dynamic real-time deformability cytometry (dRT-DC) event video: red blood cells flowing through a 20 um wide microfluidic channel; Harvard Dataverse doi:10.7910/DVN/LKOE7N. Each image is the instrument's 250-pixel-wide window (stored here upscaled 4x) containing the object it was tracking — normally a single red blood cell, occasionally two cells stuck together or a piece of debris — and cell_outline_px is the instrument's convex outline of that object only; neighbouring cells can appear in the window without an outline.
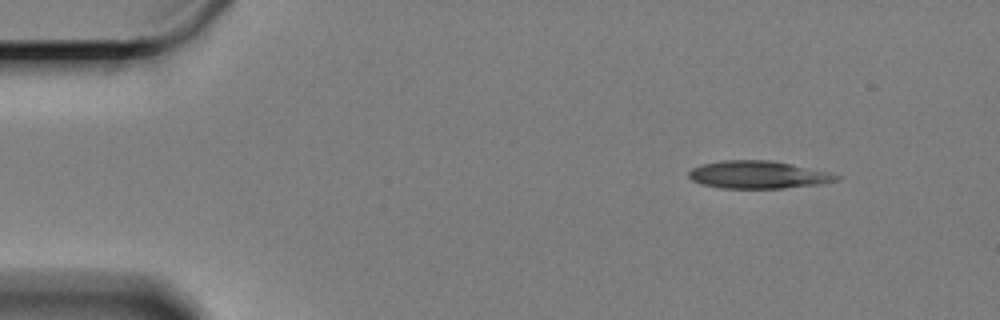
{"species": "Egyptian fruit bat (a non-hibernating species)", "species_latin": "Rousettus aegyptiacus", "temperature_condition": "cold", "stored_images_in_passage": 54, "camera_frame_rate_fps": 3000, "um_per_image_px": 0.085, "animal": {"sex": "female"}, "frame": {"image": 1, "passage_image": 1, "time_ms": 0.0, "image_size_px": [1000, 320], "cell_outline_px": [[840, 176], [836, 180], [820, 184], [784, 188], [720, 188], [700, 184], [692, 180], [688, 176], [688, 172], [692, 168], [700, 164], [724, 160], [768, 160], [828, 172]], "centroid_in_image_um": [64.35, 14.86], "position_along_channel_um": 20.6, "area_um2": 23.52}}
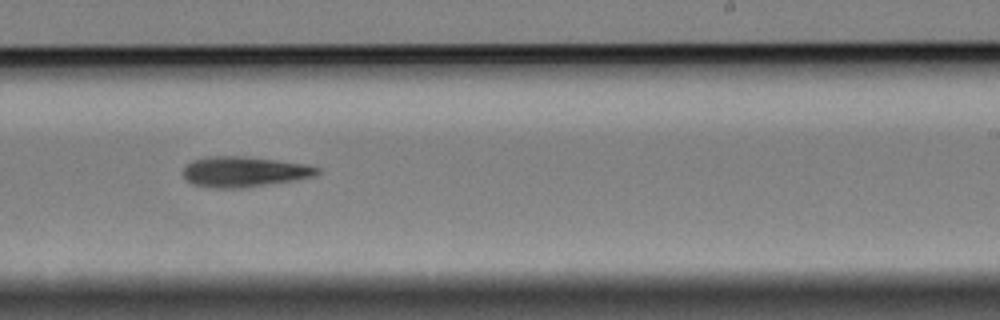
{"frame": {"image": 2, "passage_image": 31, "time_ms": 10.0, "image_size_px": [1000, 320], "cell_outline_px": [[320, 172], [316, 176], [296, 180], [240, 188], [212, 188], [192, 184], [184, 176], [184, 168], [192, 160], [208, 156], [240, 156], [276, 160], [304, 164], [320, 168]], "centroid_in_image_um": [20.76, 14.6], "position_along_channel_um": 268.2, "area_um2": 23.64}}
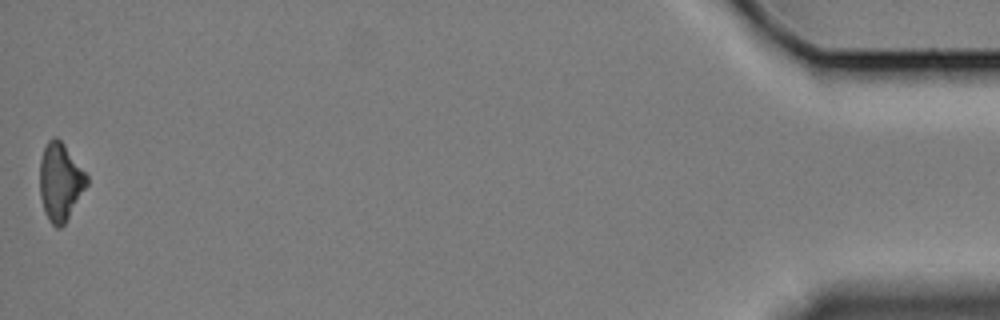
{"frame": {"image": 3, "passage_image": 54, "time_ms": 17.667, "image_size_px": [1000, 320], "cell_outline_px": [[88, 184], [64, 224], [60, 228], [56, 228], [48, 220], [44, 212], [40, 196], [40, 160], [44, 148], [48, 140], [52, 136], [56, 136], [64, 144], [88, 176]], "centroid_in_image_um": [5.11, 15.45], "position_along_channel_um": 430.1, "area_um2": 21.21}, "authors_computed_cell_mechanics": {"area_um2": 23.4957, "velocity_mm_per_s": 3.2982, "shape_relaxation_time_tau1_ms": 4.6641, "shape_relaxation_time_tau2_ms": null, "deformation_change_tau1": 0.1352, "deformation_change_tau2": null}}